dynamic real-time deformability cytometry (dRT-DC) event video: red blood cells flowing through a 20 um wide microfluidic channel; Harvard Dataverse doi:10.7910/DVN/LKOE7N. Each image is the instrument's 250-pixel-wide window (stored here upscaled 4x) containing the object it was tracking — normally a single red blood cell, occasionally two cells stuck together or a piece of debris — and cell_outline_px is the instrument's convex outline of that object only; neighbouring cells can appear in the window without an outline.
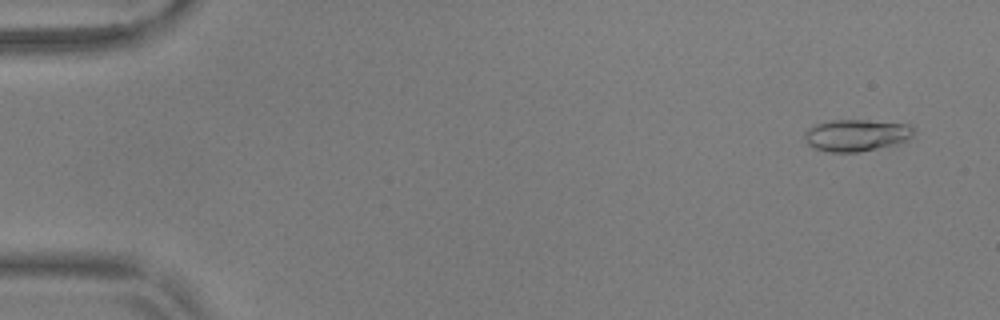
{"species": "common noctule bat (a hibernating species)", "species_latin": "Nyctalus noctula", "temperature_condition": "warm", "stored_images_in_passage": 54, "camera_frame_rate_fps": 3000, "um_per_image_px": 0.085, "animal": {"sex": "male", "body_mass_g": 17.9, "forearm_length_mm": 54.2}, "frame": {"image": 1, "passage_image": 3, "time_ms": 0.667, "image_size_px": [1000, 320], "cell_outline_px": [[916, 132], [908, 140], [896, 144], [860, 152], [824, 152], [808, 144], [804, 136], [804, 132], [808, 128], [816, 124], [832, 120], [864, 120], [908, 124]], "centroid_in_image_um": [72.79, 11.5], "position_along_channel_um": 12.2, "area_um2": 20.29}}
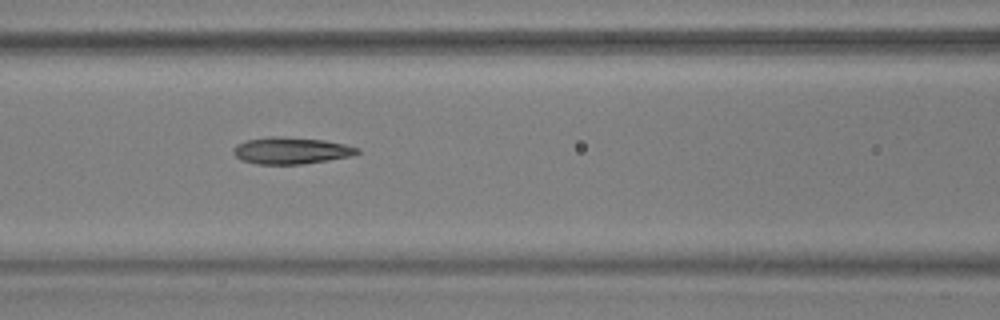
{"frame": {"image": 2, "passage_image": 24, "time_ms": 7.667, "image_size_px": [1000, 320], "cell_outline_px": [[360, 152], [352, 156], [328, 160], [300, 164], [256, 164], [240, 160], [232, 152], [232, 148], [236, 144], [244, 140], [268, 136], [272, 136], [324, 140], [344, 144], [360, 148]], "centroid_in_image_um": [24.7, 12.8], "position_along_channel_um": 141.9, "area_um2": 19.42}}
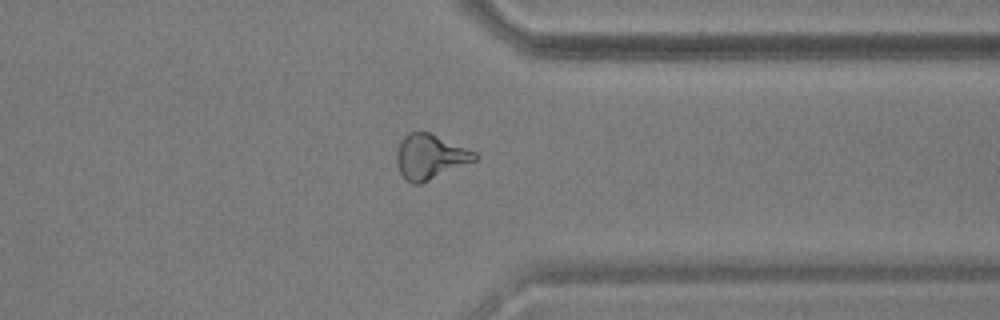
{"frame": {"image": 3, "passage_image": 43, "time_ms": 14.0, "image_size_px": [1000, 320], "cell_outline_px": [[480, 156], [476, 160], [420, 184], [412, 184], [400, 172], [396, 164], [396, 152], [400, 140], [408, 132], [428, 132], [476, 152]], "centroid_in_image_um": [36.54, 13.32], "position_along_channel_um": 374.9, "area_um2": 20.23}, "authors_computed_cell_mechanics": {"area_um2": 19.3341, "velocity_mm_per_s": 3.7109, "shape_relaxation_time_tau1_ms": null, "shape_relaxation_time_tau2_ms": 3.5324, "deformation_change_tau1": null, "deformation_change_tau2": 0.1318}}